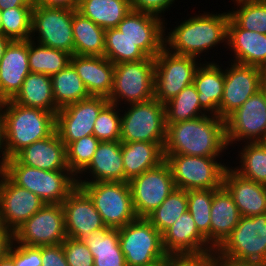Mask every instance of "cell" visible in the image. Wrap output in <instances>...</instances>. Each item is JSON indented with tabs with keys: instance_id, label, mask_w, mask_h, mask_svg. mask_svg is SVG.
Here are the masks:
<instances>
[{
	"instance_id": "cell-1",
	"label": "cell",
	"mask_w": 266,
	"mask_h": 266,
	"mask_svg": "<svg viewBox=\"0 0 266 266\" xmlns=\"http://www.w3.org/2000/svg\"><path fill=\"white\" fill-rule=\"evenodd\" d=\"M192 12L193 15L188 14L187 10L186 17H182L179 22V18L176 17L177 22L165 20L164 47L172 53L200 58L203 62L221 61L227 51L224 49H227L229 11L227 9L219 12L199 10L198 14L196 11L194 13L192 10ZM169 22L176 25H171ZM218 50H221V53L224 51L223 54L218 53Z\"/></svg>"
},
{
	"instance_id": "cell-2",
	"label": "cell",
	"mask_w": 266,
	"mask_h": 266,
	"mask_svg": "<svg viewBox=\"0 0 266 266\" xmlns=\"http://www.w3.org/2000/svg\"><path fill=\"white\" fill-rule=\"evenodd\" d=\"M166 125L163 154L231 158L225 137V120L220 117L207 114Z\"/></svg>"
},
{
	"instance_id": "cell-3",
	"label": "cell",
	"mask_w": 266,
	"mask_h": 266,
	"mask_svg": "<svg viewBox=\"0 0 266 266\" xmlns=\"http://www.w3.org/2000/svg\"><path fill=\"white\" fill-rule=\"evenodd\" d=\"M56 114L39 108L22 106L12 100L4 102L2 128L7 159L24 147L49 137L55 131Z\"/></svg>"
},
{
	"instance_id": "cell-4",
	"label": "cell",
	"mask_w": 266,
	"mask_h": 266,
	"mask_svg": "<svg viewBox=\"0 0 266 266\" xmlns=\"http://www.w3.org/2000/svg\"><path fill=\"white\" fill-rule=\"evenodd\" d=\"M3 172L18 186L37 195L45 204H62L77 187L76 176L70 170L47 171L21 164L8 158Z\"/></svg>"
},
{
	"instance_id": "cell-5",
	"label": "cell",
	"mask_w": 266,
	"mask_h": 266,
	"mask_svg": "<svg viewBox=\"0 0 266 266\" xmlns=\"http://www.w3.org/2000/svg\"><path fill=\"white\" fill-rule=\"evenodd\" d=\"M177 189H218L230 161L223 157H202L181 154H164ZM227 161V162H226Z\"/></svg>"
},
{
	"instance_id": "cell-6",
	"label": "cell",
	"mask_w": 266,
	"mask_h": 266,
	"mask_svg": "<svg viewBox=\"0 0 266 266\" xmlns=\"http://www.w3.org/2000/svg\"><path fill=\"white\" fill-rule=\"evenodd\" d=\"M121 109V142H152L164 148L166 140L165 105L155 97Z\"/></svg>"
},
{
	"instance_id": "cell-7",
	"label": "cell",
	"mask_w": 266,
	"mask_h": 266,
	"mask_svg": "<svg viewBox=\"0 0 266 266\" xmlns=\"http://www.w3.org/2000/svg\"><path fill=\"white\" fill-rule=\"evenodd\" d=\"M154 81V58L115 64L108 100L119 107L150 100L154 98Z\"/></svg>"
},
{
	"instance_id": "cell-8",
	"label": "cell",
	"mask_w": 266,
	"mask_h": 266,
	"mask_svg": "<svg viewBox=\"0 0 266 266\" xmlns=\"http://www.w3.org/2000/svg\"><path fill=\"white\" fill-rule=\"evenodd\" d=\"M118 231L127 266H149L169 261L162 245V234L147 218H136Z\"/></svg>"
},
{
	"instance_id": "cell-9",
	"label": "cell",
	"mask_w": 266,
	"mask_h": 266,
	"mask_svg": "<svg viewBox=\"0 0 266 266\" xmlns=\"http://www.w3.org/2000/svg\"><path fill=\"white\" fill-rule=\"evenodd\" d=\"M91 198L106 227L121 228L137 218L128 182L77 183Z\"/></svg>"
},
{
	"instance_id": "cell-10",
	"label": "cell",
	"mask_w": 266,
	"mask_h": 266,
	"mask_svg": "<svg viewBox=\"0 0 266 266\" xmlns=\"http://www.w3.org/2000/svg\"><path fill=\"white\" fill-rule=\"evenodd\" d=\"M216 253L234 261L266 263V213L241 216L231 236Z\"/></svg>"
},
{
	"instance_id": "cell-11",
	"label": "cell",
	"mask_w": 266,
	"mask_h": 266,
	"mask_svg": "<svg viewBox=\"0 0 266 266\" xmlns=\"http://www.w3.org/2000/svg\"><path fill=\"white\" fill-rule=\"evenodd\" d=\"M155 59L154 97L166 104L194 81L203 62L193 56L178 55L163 48Z\"/></svg>"
},
{
	"instance_id": "cell-12",
	"label": "cell",
	"mask_w": 266,
	"mask_h": 266,
	"mask_svg": "<svg viewBox=\"0 0 266 266\" xmlns=\"http://www.w3.org/2000/svg\"><path fill=\"white\" fill-rule=\"evenodd\" d=\"M73 10L47 7L34 2L31 40L74 55Z\"/></svg>"
},
{
	"instance_id": "cell-13",
	"label": "cell",
	"mask_w": 266,
	"mask_h": 266,
	"mask_svg": "<svg viewBox=\"0 0 266 266\" xmlns=\"http://www.w3.org/2000/svg\"><path fill=\"white\" fill-rule=\"evenodd\" d=\"M225 137L229 150L266 137V98L261 90L225 119Z\"/></svg>"
},
{
	"instance_id": "cell-14",
	"label": "cell",
	"mask_w": 266,
	"mask_h": 266,
	"mask_svg": "<svg viewBox=\"0 0 266 266\" xmlns=\"http://www.w3.org/2000/svg\"><path fill=\"white\" fill-rule=\"evenodd\" d=\"M128 183L137 218H147L176 189L170 166L165 160Z\"/></svg>"
},
{
	"instance_id": "cell-15",
	"label": "cell",
	"mask_w": 266,
	"mask_h": 266,
	"mask_svg": "<svg viewBox=\"0 0 266 266\" xmlns=\"http://www.w3.org/2000/svg\"><path fill=\"white\" fill-rule=\"evenodd\" d=\"M14 242L27 246L62 244L67 238L62 204H45L13 233Z\"/></svg>"
},
{
	"instance_id": "cell-16",
	"label": "cell",
	"mask_w": 266,
	"mask_h": 266,
	"mask_svg": "<svg viewBox=\"0 0 266 266\" xmlns=\"http://www.w3.org/2000/svg\"><path fill=\"white\" fill-rule=\"evenodd\" d=\"M108 103V98L90 96L60 108L56 113L55 130L65 146L93 135L95 120Z\"/></svg>"
},
{
	"instance_id": "cell-17",
	"label": "cell",
	"mask_w": 266,
	"mask_h": 266,
	"mask_svg": "<svg viewBox=\"0 0 266 266\" xmlns=\"http://www.w3.org/2000/svg\"><path fill=\"white\" fill-rule=\"evenodd\" d=\"M223 63L225 83L223 97L218 108V117L225 120L260 90L261 68L229 60H224Z\"/></svg>"
},
{
	"instance_id": "cell-18",
	"label": "cell",
	"mask_w": 266,
	"mask_h": 266,
	"mask_svg": "<svg viewBox=\"0 0 266 266\" xmlns=\"http://www.w3.org/2000/svg\"><path fill=\"white\" fill-rule=\"evenodd\" d=\"M45 203L26 188L0 172V215L3 227L14 233Z\"/></svg>"
},
{
	"instance_id": "cell-19",
	"label": "cell",
	"mask_w": 266,
	"mask_h": 266,
	"mask_svg": "<svg viewBox=\"0 0 266 266\" xmlns=\"http://www.w3.org/2000/svg\"><path fill=\"white\" fill-rule=\"evenodd\" d=\"M116 28L147 57L155 58L164 48L165 21L159 16L131 10Z\"/></svg>"
},
{
	"instance_id": "cell-20",
	"label": "cell",
	"mask_w": 266,
	"mask_h": 266,
	"mask_svg": "<svg viewBox=\"0 0 266 266\" xmlns=\"http://www.w3.org/2000/svg\"><path fill=\"white\" fill-rule=\"evenodd\" d=\"M162 245L169 257L203 256L215 252L197 229L189 211L162 234Z\"/></svg>"
},
{
	"instance_id": "cell-21",
	"label": "cell",
	"mask_w": 266,
	"mask_h": 266,
	"mask_svg": "<svg viewBox=\"0 0 266 266\" xmlns=\"http://www.w3.org/2000/svg\"><path fill=\"white\" fill-rule=\"evenodd\" d=\"M67 237L81 239L106 227L88 194L77 186L62 202Z\"/></svg>"
},
{
	"instance_id": "cell-22",
	"label": "cell",
	"mask_w": 266,
	"mask_h": 266,
	"mask_svg": "<svg viewBox=\"0 0 266 266\" xmlns=\"http://www.w3.org/2000/svg\"><path fill=\"white\" fill-rule=\"evenodd\" d=\"M29 40L10 41L0 60V99L12 100L30 73Z\"/></svg>"
},
{
	"instance_id": "cell-23",
	"label": "cell",
	"mask_w": 266,
	"mask_h": 266,
	"mask_svg": "<svg viewBox=\"0 0 266 266\" xmlns=\"http://www.w3.org/2000/svg\"><path fill=\"white\" fill-rule=\"evenodd\" d=\"M226 50L230 51L224 56L226 60L230 56L228 60L231 62L266 67V34L242 29L231 18L228 22Z\"/></svg>"
},
{
	"instance_id": "cell-24",
	"label": "cell",
	"mask_w": 266,
	"mask_h": 266,
	"mask_svg": "<svg viewBox=\"0 0 266 266\" xmlns=\"http://www.w3.org/2000/svg\"><path fill=\"white\" fill-rule=\"evenodd\" d=\"M121 141H103L89 165L76 177L77 183L124 182Z\"/></svg>"
},
{
	"instance_id": "cell-25",
	"label": "cell",
	"mask_w": 266,
	"mask_h": 266,
	"mask_svg": "<svg viewBox=\"0 0 266 266\" xmlns=\"http://www.w3.org/2000/svg\"><path fill=\"white\" fill-rule=\"evenodd\" d=\"M222 185L232 195L241 216L266 213V185L241 176L231 165L224 172Z\"/></svg>"
},
{
	"instance_id": "cell-26",
	"label": "cell",
	"mask_w": 266,
	"mask_h": 266,
	"mask_svg": "<svg viewBox=\"0 0 266 266\" xmlns=\"http://www.w3.org/2000/svg\"><path fill=\"white\" fill-rule=\"evenodd\" d=\"M21 164L40 170H69L66 160V146L56 130L44 139L24 147L14 156Z\"/></svg>"
},
{
	"instance_id": "cell-27",
	"label": "cell",
	"mask_w": 266,
	"mask_h": 266,
	"mask_svg": "<svg viewBox=\"0 0 266 266\" xmlns=\"http://www.w3.org/2000/svg\"><path fill=\"white\" fill-rule=\"evenodd\" d=\"M70 64L90 96L109 98L113 87L114 64L105 56L72 55Z\"/></svg>"
},
{
	"instance_id": "cell-28",
	"label": "cell",
	"mask_w": 266,
	"mask_h": 266,
	"mask_svg": "<svg viewBox=\"0 0 266 266\" xmlns=\"http://www.w3.org/2000/svg\"><path fill=\"white\" fill-rule=\"evenodd\" d=\"M241 215L232 195L222 185L213 195L210 216V247L216 252L231 236Z\"/></svg>"
},
{
	"instance_id": "cell-29",
	"label": "cell",
	"mask_w": 266,
	"mask_h": 266,
	"mask_svg": "<svg viewBox=\"0 0 266 266\" xmlns=\"http://www.w3.org/2000/svg\"><path fill=\"white\" fill-rule=\"evenodd\" d=\"M221 62H202L196 70L193 81L201 108L207 114L215 116H218L225 83L224 64Z\"/></svg>"
},
{
	"instance_id": "cell-30",
	"label": "cell",
	"mask_w": 266,
	"mask_h": 266,
	"mask_svg": "<svg viewBox=\"0 0 266 266\" xmlns=\"http://www.w3.org/2000/svg\"><path fill=\"white\" fill-rule=\"evenodd\" d=\"M124 182H129L165 160L163 148L152 142H122Z\"/></svg>"
},
{
	"instance_id": "cell-31",
	"label": "cell",
	"mask_w": 266,
	"mask_h": 266,
	"mask_svg": "<svg viewBox=\"0 0 266 266\" xmlns=\"http://www.w3.org/2000/svg\"><path fill=\"white\" fill-rule=\"evenodd\" d=\"M81 240L93 255L94 266H127L117 228L105 227L88 233Z\"/></svg>"
},
{
	"instance_id": "cell-32",
	"label": "cell",
	"mask_w": 266,
	"mask_h": 266,
	"mask_svg": "<svg viewBox=\"0 0 266 266\" xmlns=\"http://www.w3.org/2000/svg\"><path fill=\"white\" fill-rule=\"evenodd\" d=\"M12 101L22 106L43 109L52 114H56L59 110L53 97L51 77L46 74L30 72Z\"/></svg>"
},
{
	"instance_id": "cell-33",
	"label": "cell",
	"mask_w": 266,
	"mask_h": 266,
	"mask_svg": "<svg viewBox=\"0 0 266 266\" xmlns=\"http://www.w3.org/2000/svg\"><path fill=\"white\" fill-rule=\"evenodd\" d=\"M72 33L75 55L104 56L105 29L77 10H73Z\"/></svg>"
},
{
	"instance_id": "cell-34",
	"label": "cell",
	"mask_w": 266,
	"mask_h": 266,
	"mask_svg": "<svg viewBox=\"0 0 266 266\" xmlns=\"http://www.w3.org/2000/svg\"><path fill=\"white\" fill-rule=\"evenodd\" d=\"M77 11L106 30L117 27L131 6L130 0H79Z\"/></svg>"
},
{
	"instance_id": "cell-35",
	"label": "cell",
	"mask_w": 266,
	"mask_h": 266,
	"mask_svg": "<svg viewBox=\"0 0 266 266\" xmlns=\"http://www.w3.org/2000/svg\"><path fill=\"white\" fill-rule=\"evenodd\" d=\"M236 146L237 150H230V152L235 151L233 154L238 153L235 161L233 159L232 164L230 163L231 167L241 176L266 185V147L264 144L248 142Z\"/></svg>"
},
{
	"instance_id": "cell-36",
	"label": "cell",
	"mask_w": 266,
	"mask_h": 266,
	"mask_svg": "<svg viewBox=\"0 0 266 266\" xmlns=\"http://www.w3.org/2000/svg\"><path fill=\"white\" fill-rule=\"evenodd\" d=\"M51 82L55 104L59 109L90 97L83 81L71 64L51 76Z\"/></svg>"
},
{
	"instance_id": "cell-37",
	"label": "cell",
	"mask_w": 266,
	"mask_h": 266,
	"mask_svg": "<svg viewBox=\"0 0 266 266\" xmlns=\"http://www.w3.org/2000/svg\"><path fill=\"white\" fill-rule=\"evenodd\" d=\"M68 52L43 46L29 39L28 64L31 73L53 76L70 64Z\"/></svg>"
},
{
	"instance_id": "cell-38",
	"label": "cell",
	"mask_w": 266,
	"mask_h": 266,
	"mask_svg": "<svg viewBox=\"0 0 266 266\" xmlns=\"http://www.w3.org/2000/svg\"><path fill=\"white\" fill-rule=\"evenodd\" d=\"M164 105L166 123L188 121L207 115L200 106L198 92L193 83Z\"/></svg>"
},
{
	"instance_id": "cell-39",
	"label": "cell",
	"mask_w": 266,
	"mask_h": 266,
	"mask_svg": "<svg viewBox=\"0 0 266 266\" xmlns=\"http://www.w3.org/2000/svg\"><path fill=\"white\" fill-rule=\"evenodd\" d=\"M232 4L229 15L240 28L266 34V0H241Z\"/></svg>"
},
{
	"instance_id": "cell-40",
	"label": "cell",
	"mask_w": 266,
	"mask_h": 266,
	"mask_svg": "<svg viewBox=\"0 0 266 266\" xmlns=\"http://www.w3.org/2000/svg\"><path fill=\"white\" fill-rule=\"evenodd\" d=\"M186 211H188L187 190L176 188L147 219L163 234Z\"/></svg>"
},
{
	"instance_id": "cell-41",
	"label": "cell",
	"mask_w": 266,
	"mask_h": 266,
	"mask_svg": "<svg viewBox=\"0 0 266 266\" xmlns=\"http://www.w3.org/2000/svg\"><path fill=\"white\" fill-rule=\"evenodd\" d=\"M104 41V56L114 65L147 58V56L116 27L105 30Z\"/></svg>"
},
{
	"instance_id": "cell-42",
	"label": "cell",
	"mask_w": 266,
	"mask_h": 266,
	"mask_svg": "<svg viewBox=\"0 0 266 266\" xmlns=\"http://www.w3.org/2000/svg\"><path fill=\"white\" fill-rule=\"evenodd\" d=\"M33 7H14L1 11V34L13 40L31 38Z\"/></svg>"
},
{
	"instance_id": "cell-43",
	"label": "cell",
	"mask_w": 266,
	"mask_h": 266,
	"mask_svg": "<svg viewBox=\"0 0 266 266\" xmlns=\"http://www.w3.org/2000/svg\"><path fill=\"white\" fill-rule=\"evenodd\" d=\"M217 189H199L187 191L188 211L195 221L199 232L210 246V216L214 192Z\"/></svg>"
},
{
	"instance_id": "cell-44",
	"label": "cell",
	"mask_w": 266,
	"mask_h": 266,
	"mask_svg": "<svg viewBox=\"0 0 266 266\" xmlns=\"http://www.w3.org/2000/svg\"><path fill=\"white\" fill-rule=\"evenodd\" d=\"M99 143L94 135H88L66 146L67 165L76 177L89 165Z\"/></svg>"
},
{
	"instance_id": "cell-45",
	"label": "cell",
	"mask_w": 266,
	"mask_h": 266,
	"mask_svg": "<svg viewBox=\"0 0 266 266\" xmlns=\"http://www.w3.org/2000/svg\"><path fill=\"white\" fill-rule=\"evenodd\" d=\"M121 109L108 103L99 113L93 126V135L100 141H120Z\"/></svg>"
},
{
	"instance_id": "cell-46",
	"label": "cell",
	"mask_w": 266,
	"mask_h": 266,
	"mask_svg": "<svg viewBox=\"0 0 266 266\" xmlns=\"http://www.w3.org/2000/svg\"><path fill=\"white\" fill-rule=\"evenodd\" d=\"M62 246L69 266H94L93 255L81 239L67 237Z\"/></svg>"
},
{
	"instance_id": "cell-47",
	"label": "cell",
	"mask_w": 266,
	"mask_h": 266,
	"mask_svg": "<svg viewBox=\"0 0 266 266\" xmlns=\"http://www.w3.org/2000/svg\"><path fill=\"white\" fill-rule=\"evenodd\" d=\"M8 254L14 259L15 266H42L41 246H27L13 241Z\"/></svg>"
},
{
	"instance_id": "cell-48",
	"label": "cell",
	"mask_w": 266,
	"mask_h": 266,
	"mask_svg": "<svg viewBox=\"0 0 266 266\" xmlns=\"http://www.w3.org/2000/svg\"><path fill=\"white\" fill-rule=\"evenodd\" d=\"M182 1L178 0H130V6L132 11L150 13L159 16L164 21L167 19L165 16L171 8L177 3ZM169 10V11H168Z\"/></svg>"
},
{
	"instance_id": "cell-49",
	"label": "cell",
	"mask_w": 266,
	"mask_h": 266,
	"mask_svg": "<svg viewBox=\"0 0 266 266\" xmlns=\"http://www.w3.org/2000/svg\"><path fill=\"white\" fill-rule=\"evenodd\" d=\"M42 266H69L62 244L41 246Z\"/></svg>"
},
{
	"instance_id": "cell-50",
	"label": "cell",
	"mask_w": 266,
	"mask_h": 266,
	"mask_svg": "<svg viewBox=\"0 0 266 266\" xmlns=\"http://www.w3.org/2000/svg\"><path fill=\"white\" fill-rule=\"evenodd\" d=\"M168 266H217V253L203 256L169 257Z\"/></svg>"
},
{
	"instance_id": "cell-51",
	"label": "cell",
	"mask_w": 266,
	"mask_h": 266,
	"mask_svg": "<svg viewBox=\"0 0 266 266\" xmlns=\"http://www.w3.org/2000/svg\"><path fill=\"white\" fill-rule=\"evenodd\" d=\"M79 0H37L36 3L55 8L77 10Z\"/></svg>"
},
{
	"instance_id": "cell-52",
	"label": "cell",
	"mask_w": 266,
	"mask_h": 266,
	"mask_svg": "<svg viewBox=\"0 0 266 266\" xmlns=\"http://www.w3.org/2000/svg\"><path fill=\"white\" fill-rule=\"evenodd\" d=\"M13 241V233L3 227L0 230V259L8 254Z\"/></svg>"
},
{
	"instance_id": "cell-53",
	"label": "cell",
	"mask_w": 266,
	"mask_h": 266,
	"mask_svg": "<svg viewBox=\"0 0 266 266\" xmlns=\"http://www.w3.org/2000/svg\"><path fill=\"white\" fill-rule=\"evenodd\" d=\"M14 7H34L33 0H0V10Z\"/></svg>"
},
{
	"instance_id": "cell-54",
	"label": "cell",
	"mask_w": 266,
	"mask_h": 266,
	"mask_svg": "<svg viewBox=\"0 0 266 266\" xmlns=\"http://www.w3.org/2000/svg\"><path fill=\"white\" fill-rule=\"evenodd\" d=\"M217 266H266V263L260 262H239L220 257L217 254Z\"/></svg>"
},
{
	"instance_id": "cell-55",
	"label": "cell",
	"mask_w": 266,
	"mask_h": 266,
	"mask_svg": "<svg viewBox=\"0 0 266 266\" xmlns=\"http://www.w3.org/2000/svg\"><path fill=\"white\" fill-rule=\"evenodd\" d=\"M7 157L4 151L3 128H0V172L5 168Z\"/></svg>"
},
{
	"instance_id": "cell-56",
	"label": "cell",
	"mask_w": 266,
	"mask_h": 266,
	"mask_svg": "<svg viewBox=\"0 0 266 266\" xmlns=\"http://www.w3.org/2000/svg\"><path fill=\"white\" fill-rule=\"evenodd\" d=\"M10 41H11L10 39H8V38L4 37L2 34H0V60L2 59L5 48L7 47L8 43Z\"/></svg>"
},
{
	"instance_id": "cell-57",
	"label": "cell",
	"mask_w": 266,
	"mask_h": 266,
	"mask_svg": "<svg viewBox=\"0 0 266 266\" xmlns=\"http://www.w3.org/2000/svg\"><path fill=\"white\" fill-rule=\"evenodd\" d=\"M260 90L263 92L266 98V67L261 68V86Z\"/></svg>"
},
{
	"instance_id": "cell-58",
	"label": "cell",
	"mask_w": 266,
	"mask_h": 266,
	"mask_svg": "<svg viewBox=\"0 0 266 266\" xmlns=\"http://www.w3.org/2000/svg\"><path fill=\"white\" fill-rule=\"evenodd\" d=\"M0 266H15L14 259L7 254L5 257L0 259Z\"/></svg>"
},
{
	"instance_id": "cell-59",
	"label": "cell",
	"mask_w": 266,
	"mask_h": 266,
	"mask_svg": "<svg viewBox=\"0 0 266 266\" xmlns=\"http://www.w3.org/2000/svg\"><path fill=\"white\" fill-rule=\"evenodd\" d=\"M4 100L0 99V128H2V110L4 105Z\"/></svg>"
},
{
	"instance_id": "cell-60",
	"label": "cell",
	"mask_w": 266,
	"mask_h": 266,
	"mask_svg": "<svg viewBox=\"0 0 266 266\" xmlns=\"http://www.w3.org/2000/svg\"><path fill=\"white\" fill-rule=\"evenodd\" d=\"M169 261H159L149 266H168Z\"/></svg>"
},
{
	"instance_id": "cell-61",
	"label": "cell",
	"mask_w": 266,
	"mask_h": 266,
	"mask_svg": "<svg viewBox=\"0 0 266 266\" xmlns=\"http://www.w3.org/2000/svg\"><path fill=\"white\" fill-rule=\"evenodd\" d=\"M263 144H264V146L266 147V137L261 141Z\"/></svg>"
},
{
	"instance_id": "cell-62",
	"label": "cell",
	"mask_w": 266,
	"mask_h": 266,
	"mask_svg": "<svg viewBox=\"0 0 266 266\" xmlns=\"http://www.w3.org/2000/svg\"><path fill=\"white\" fill-rule=\"evenodd\" d=\"M3 228L2 222H1V215H0V230Z\"/></svg>"
},
{
	"instance_id": "cell-63",
	"label": "cell",
	"mask_w": 266,
	"mask_h": 266,
	"mask_svg": "<svg viewBox=\"0 0 266 266\" xmlns=\"http://www.w3.org/2000/svg\"><path fill=\"white\" fill-rule=\"evenodd\" d=\"M0 34H1V10H0Z\"/></svg>"
},
{
	"instance_id": "cell-64",
	"label": "cell",
	"mask_w": 266,
	"mask_h": 266,
	"mask_svg": "<svg viewBox=\"0 0 266 266\" xmlns=\"http://www.w3.org/2000/svg\"><path fill=\"white\" fill-rule=\"evenodd\" d=\"M237 1H238V0H230V3H229V4L232 5V2L235 3V2H237Z\"/></svg>"
}]
</instances>
